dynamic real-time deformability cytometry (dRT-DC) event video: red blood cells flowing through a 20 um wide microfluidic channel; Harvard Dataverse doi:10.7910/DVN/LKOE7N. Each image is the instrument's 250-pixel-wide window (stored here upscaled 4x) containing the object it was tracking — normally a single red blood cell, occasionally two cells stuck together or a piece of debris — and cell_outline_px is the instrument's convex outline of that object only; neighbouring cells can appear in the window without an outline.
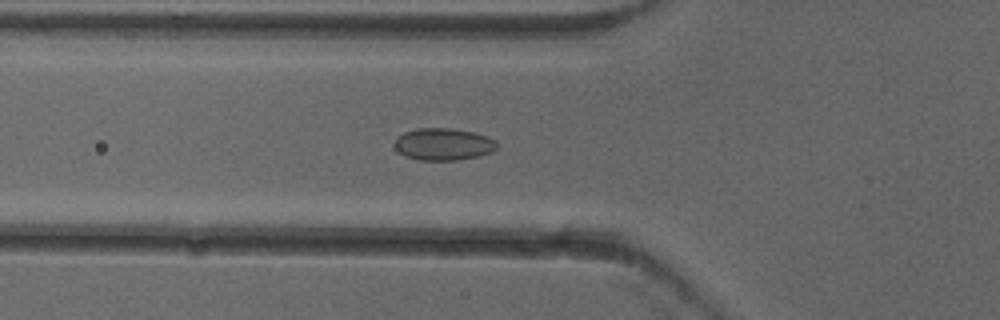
{"species": "common noctule bat (a hibernating species)", "species_latin": "Nyctalus noctula", "temperature_condition": "cold", "stored_images_in_passage": 44, "camera_frame_rate_fps": 3000, "um_per_image_px": 0.085, "animal": {"sex": "female"}, "frame": {"image": 1, "passage_image": 10, "time_ms": 3.0, "image_size_px": [1000, 320], "cell_outline_px": [[496, 148], [492, 152], [480, 156], [456, 160], [420, 160], [404, 156], [396, 148], [396, 140], [404, 132], [416, 128], [452, 128], [472, 132], [488, 136], [496, 140]], "centroid_in_image_um": [37.72, 12.26], "position_along_channel_um": 88.1, "area_um2": 19.07}}
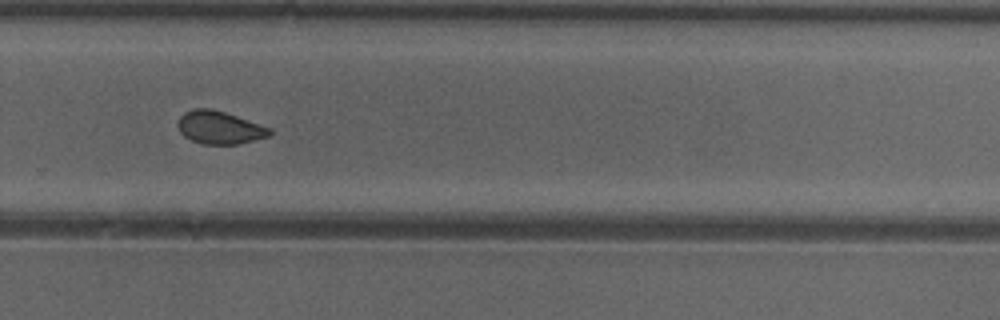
{"frame": {"image": 2, "passage_image": 27, "time_ms": 8.667, "image_size_px": [1000, 320], "cell_outline_px": [[272, 132], [268, 136], [236, 144], [204, 144], [192, 140], [184, 136], [180, 132], [176, 124], [180, 116], [184, 112], [196, 108], [212, 108], [272, 128]], "centroid_in_image_um": [18.63, 10.83], "position_along_channel_um": 311.2, "area_um2": 17.46}}
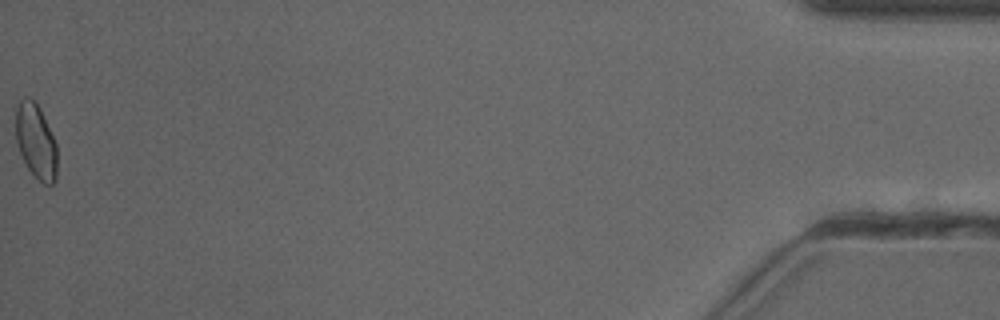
{"frame": {"image": 3, "passage_image": 44, "time_ms": 14.333, "image_size_px": [1000, 320], "cell_outline_px": [[56, 180], [52, 184], [44, 184], [24, 164], [16, 140], [16, 108], [20, 100], [24, 96], [28, 96], [40, 108], [56, 144]], "centroid_in_image_um": [3.04, 12.0], "position_along_channel_um": 432.2, "area_um2": 17.8}, "authors_computed_cell_mechanics": {"area_um2": 18.0914, "velocity_mm_per_s": 3.9364, "shape_relaxation_time_tau1_ms": null, "shape_relaxation_time_tau2_ms": 1.7556, "deformation_change_tau1": null, "deformation_change_tau2": 0.0609}}